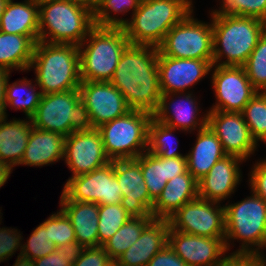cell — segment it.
<instances>
[{"mask_svg":"<svg viewBox=\"0 0 266 266\" xmlns=\"http://www.w3.org/2000/svg\"><path fill=\"white\" fill-rule=\"evenodd\" d=\"M213 65L243 67L266 31V22L255 17H211ZM220 45V46H219ZM225 57V61H221Z\"/></svg>","mask_w":266,"mask_h":266,"instance_id":"obj_3","label":"cell"},{"mask_svg":"<svg viewBox=\"0 0 266 266\" xmlns=\"http://www.w3.org/2000/svg\"><path fill=\"white\" fill-rule=\"evenodd\" d=\"M31 68L42 95L79 89L82 82L79 48L73 44L36 42Z\"/></svg>","mask_w":266,"mask_h":266,"instance_id":"obj_2","label":"cell"},{"mask_svg":"<svg viewBox=\"0 0 266 266\" xmlns=\"http://www.w3.org/2000/svg\"><path fill=\"white\" fill-rule=\"evenodd\" d=\"M6 119L0 118V161L13 170L21 163L33 125L31 118L9 122Z\"/></svg>","mask_w":266,"mask_h":266,"instance_id":"obj_29","label":"cell"},{"mask_svg":"<svg viewBox=\"0 0 266 266\" xmlns=\"http://www.w3.org/2000/svg\"><path fill=\"white\" fill-rule=\"evenodd\" d=\"M249 176L251 192L266 202V159L255 163Z\"/></svg>","mask_w":266,"mask_h":266,"instance_id":"obj_44","label":"cell"},{"mask_svg":"<svg viewBox=\"0 0 266 266\" xmlns=\"http://www.w3.org/2000/svg\"><path fill=\"white\" fill-rule=\"evenodd\" d=\"M221 266H263L256 255H229Z\"/></svg>","mask_w":266,"mask_h":266,"instance_id":"obj_46","label":"cell"},{"mask_svg":"<svg viewBox=\"0 0 266 266\" xmlns=\"http://www.w3.org/2000/svg\"><path fill=\"white\" fill-rule=\"evenodd\" d=\"M71 177L90 173L111 162L98 128L74 131L65 138L64 159Z\"/></svg>","mask_w":266,"mask_h":266,"instance_id":"obj_14","label":"cell"},{"mask_svg":"<svg viewBox=\"0 0 266 266\" xmlns=\"http://www.w3.org/2000/svg\"><path fill=\"white\" fill-rule=\"evenodd\" d=\"M168 245L187 266H221L230 255H225V238L191 235L171 227L168 231Z\"/></svg>","mask_w":266,"mask_h":266,"instance_id":"obj_16","label":"cell"},{"mask_svg":"<svg viewBox=\"0 0 266 266\" xmlns=\"http://www.w3.org/2000/svg\"><path fill=\"white\" fill-rule=\"evenodd\" d=\"M207 125L222 144L227 155L247 160L257 149L241 112L207 111Z\"/></svg>","mask_w":266,"mask_h":266,"instance_id":"obj_17","label":"cell"},{"mask_svg":"<svg viewBox=\"0 0 266 266\" xmlns=\"http://www.w3.org/2000/svg\"><path fill=\"white\" fill-rule=\"evenodd\" d=\"M60 1L72 2L81 5L87 9H90L94 13L99 0H60Z\"/></svg>","mask_w":266,"mask_h":266,"instance_id":"obj_48","label":"cell"},{"mask_svg":"<svg viewBox=\"0 0 266 266\" xmlns=\"http://www.w3.org/2000/svg\"><path fill=\"white\" fill-rule=\"evenodd\" d=\"M192 0H141L122 26L130 44L158 47L168 31L191 10Z\"/></svg>","mask_w":266,"mask_h":266,"instance_id":"obj_4","label":"cell"},{"mask_svg":"<svg viewBox=\"0 0 266 266\" xmlns=\"http://www.w3.org/2000/svg\"><path fill=\"white\" fill-rule=\"evenodd\" d=\"M31 120L33 127L65 137L74 131L93 129L79 89L42 95Z\"/></svg>","mask_w":266,"mask_h":266,"instance_id":"obj_8","label":"cell"},{"mask_svg":"<svg viewBox=\"0 0 266 266\" xmlns=\"http://www.w3.org/2000/svg\"><path fill=\"white\" fill-rule=\"evenodd\" d=\"M168 219L154 218L137 241L114 262L118 266H147L148 262L168 244Z\"/></svg>","mask_w":266,"mask_h":266,"instance_id":"obj_22","label":"cell"},{"mask_svg":"<svg viewBox=\"0 0 266 266\" xmlns=\"http://www.w3.org/2000/svg\"><path fill=\"white\" fill-rule=\"evenodd\" d=\"M114 175L122 191L121 206L134 217H153L150 198L140 163L136 159L114 160Z\"/></svg>","mask_w":266,"mask_h":266,"instance_id":"obj_18","label":"cell"},{"mask_svg":"<svg viewBox=\"0 0 266 266\" xmlns=\"http://www.w3.org/2000/svg\"><path fill=\"white\" fill-rule=\"evenodd\" d=\"M95 26L94 13L60 0H39L38 41L79 46Z\"/></svg>","mask_w":266,"mask_h":266,"instance_id":"obj_5","label":"cell"},{"mask_svg":"<svg viewBox=\"0 0 266 266\" xmlns=\"http://www.w3.org/2000/svg\"><path fill=\"white\" fill-rule=\"evenodd\" d=\"M13 266H34L33 261L30 259L24 258L22 256H17L16 262Z\"/></svg>","mask_w":266,"mask_h":266,"instance_id":"obj_50","label":"cell"},{"mask_svg":"<svg viewBox=\"0 0 266 266\" xmlns=\"http://www.w3.org/2000/svg\"><path fill=\"white\" fill-rule=\"evenodd\" d=\"M152 115L130 110L124 116L102 124L98 129L110 160L136 159L147 152L148 126Z\"/></svg>","mask_w":266,"mask_h":266,"instance_id":"obj_9","label":"cell"},{"mask_svg":"<svg viewBox=\"0 0 266 266\" xmlns=\"http://www.w3.org/2000/svg\"><path fill=\"white\" fill-rule=\"evenodd\" d=\"M42 223L47 228L48 239H51V242L57 247L77 248L71 221L61 209L59 212L57 211V214H52Z\"/></svg>","mask_w":266,"mask_h":266,"instance_id":"obj_37","label":"cell"},{"mask_svg":"<svg viewBox=\"0 0 266 266\" xmlns=\"http://www.w3.org/2000/svg\"><path fill=\"white\" fill-rule=\"evenodd\" d=\"M0 31L29 36L35 43L39 33V0H8L0 19Z\"/></svg>","mask_w":266,"mask_h":266,"instance_id":"obj_27","label":"cell"},{"mask_svg":"<svg viewBox=\"0 0 266 266\" xmlns=\"http://www.w3.org/2000/svg\"><path fill=\"white\" fill-rule=\"evenodd\" d=\"M8 0H0V19L4 12L5 6L7 4Z\"/></svg>","mask_w":266,"mask_h":266,"instance_id":"obj_52","label":"cell"},{"mask_svg":"<svg viewBox=\"0 0 266 266\" xmlns=\"http://www.w3.org/2000/svg\"><path fill=\"white\" fill-rule=\"evenodd\" d=\"M59 205L71 221L77 249L98 247L99 205L97 203L71 201L63 193Z\"/></svg>","mask_w":266,"mask_h":266,"instance_id":"obj_24","label":"cell"},{"mask_svg":"<svg viewBox=\"0 0 266 266\" xmlns=\"http://www.w3.org/2000/svg\"><path fill=\"white\" fill-rule=\"evenodd\" d=\"M251 137L266 143V92H257L241 111Z\"/></svg>","mask_w":266,"mask_h":266,"instance_id":"obj_34","label":"cell"},{"mask_svg":"<svg viewBox=\"0 0 266 266\" xmlns=\"http://www.w3.org/2000/svg\"><path fill=\"white\" fill-rule=\"evenodd\" d=\"M242 158L226 155L217 161L210 171L198 180V196L202 199L221 203L235 192L242 178L239 165Z\"/></svg>","mask_w":266,"mask_h":266,"instance_id":"obj_21","label":"cell"},{"mask_svg":"<svg viewBox=\"0 0 266 266\" xmlns=\"http://www.w3.org/2000/svg\"><path fill=\"white\" fill-rule=\"evenodd\" d=\"M12 172V169L0 161V188L7 182V179L9 178L10 174Z\"/></svg>","mask_w":266,"mask_h":266,"instance_id":"obj_49","label":"cell"},{"mask_svg":"<svg viewBox=\"0 0 266 266\" xmlns=\"http://www.w3.org/2000/svg\"><path fill=\"white\" fill-rule=\"evenodd\" d=\"M161 94L186 93L212 70L213 61L158 55Z\"/></svg>","mask_w":266,"mask_h":266,"instance_id":"obj_19","label":"cell"},{"mask_svg":"<svg viewBox=\"0 0 266 266\" xmlns=\"http://www.w3.org/2000/svg\"><path fill=\"white\" fill-rule=\"evenodd\" d=\"M129 44L122 27L95 25L78 46L81 81L110 82Z\"/></svg>","mask_w":266,"mask_h":266,"instance_id":"obj_6","label":"cell"},{"mask_svg":"<svg viewBox=\"0 0 266 266\" xmlns=\"http://www.w3.org/2000/svg\"><path fill=\"white\" fill-rule=\"evenodd\" d=\"M226 155L220 140L206 125L198 130L196 143L186 154L187 171L198 181Z\"/></svg>","mask_w":266,"mask_h":266,"instance_id":"obj_28","label":"cell"},{"mask_svg":"<svg viewBox=\"0 0 266 266\" xmlns=\"http://www.w3.org/2000/svg\"><path fill=\"white\" fill-rule=\"evenodd\" d=\"M157 62L155 46L129 44L123 51L110 82L131 110L156 112L161 97Z\"/></svg>","mask_w":266,"mask_h":266,"instance_id":"obj_1","label":"cell"},{"mask_svg":"<svg viewBox=\"0 0 266 266\" xmlns=\"http://www.w3.org/2000/svg\"><path fill=\"white\" fill-rule=\"evenodd\" d=\"M77 248L56 247L49 255L33 261L34 266H72Z\"/></svg>","mask_w":266,"mask_h":266,"instance_id":"obj_43","label":"cell"},{"mask_svg":"<svg viewBox=\"0 0 266 266\" xmlns=\"http://www.w3.org/2000/svg\"><path fill=\"white\" fill-rule=\"evenodd\" d=\"M35 44L29 36L0 31V69L9 72L29 70Z\"/></svg>","mask_w":266,"mask_h":266,"instance_id":"obj_30","label":"cell"},{"mask_svg":"<svg viewBox=\"0 0 266 266\" xmlns=\"http://www.w3.org/2000/svg\"><path fill=\"white\" fill-rule=\"evenodd\" d=\"M113 262L102 246L83 247L75 251L72 266H111Z\"/></svg>","mask_w":266,"mask_h":266,"instance_id":"obj_41","label":"cell"},{"mask_svg":"<svg viewBox=\"0 0 266 266\" xmlns=\"http://www.w3.org/2000/svg\"><path fill=\"white\" fill-rule=\"evenodd\" d=\"M62 193L71 201L121 204L122 191L114 175V160L90 173L70 177Z\"/></svg>","mask_w":266,"mask_h":266,"instance_id":"obj_12","label":"cell"},{"mask_svg":"<svg viewBox=\"0 0 266 266\" xmlns=\"http://www.w3.org/2000/svg\"><path fill=\"white\" fill-rule=\"evenodd\" d=\"M132 216L121 204L99 205L98 246H102Z\"/></svg>","mask_w":266,"mask_h":266,"instance_id":"obj_35","label":"cell"},{"mask_svg":"<svg viewBox=\"0 0 266 266\" xmlns=\"http://www.w3.org/2000/svg\"><path fill=\"white\" fill-rule=\"evenodd\" d=\"M9 78L10 77H8L5 88L6 106L10 105V107L15 108L16 110L21 109L27 118H31L35 114L40 103L42 97L41 91H35L36 88H38L36 87L37 84L32 85L31 80L29 81L26 78H22L20 81L18 80L17 82L15 81L14 83L9 84ZM23 90L27 92L25 93ZM22 91L25 94L22 93Z\"/></svg>","mask_w":266,"mask_h":266,"instance_id":"obj_32","label":"cell"},{"mask_svg":"<svg viewBox=\"0 0 266 266\" xmlns=\"http://www.w3.org/2000/svg\"><path fill=\"white\" fill-rule=\"evenodd\" d=\"M211 70H214L211 81L217 101L209 111L241 112L258 92L244 67L213 65Z\"/></svg>","mask_w":266,"mask_h":266,"instance_id":"obj_13","label":"cell"},{"mask_svg":"<svg viewBox=\"0 0 266 266\" xmlns=\"http://www.w3.org/2000/svg\"><path fill=\"white\" fill-rule=\"evenodd\" d=\"M147 266H187V264L168 244H166V246L156 253L148 262Z\"/></svg>","mask_w":266,"mask_h":266,"instance_id":"obj_45","label":"cell"},{"mask_svg":"<svg viewBox=\"0 0 266 266\" xmlns=\"http://www.w3.org/2000/svg\"><path fill=\"white\" fill-rule=\"evenodd\" d=\"M177 129L169 127L153 117L148 126L147 152L154 156H161L165 158L181 157L183 156L177 151L178 145H172L171 137ZM177 143V142H176ZM174 146V147H172Z\"/></svg>","mask_w":266,"mask_h":266,"instance_id":"obj_33","label":"cell"},{"mask_svg":"<svg viewBox=\"0 0 266 266\" xmlns=\"http://www.w3.org/2000/svg\"><path fill=\"white\" fill-rule=\"evenodd\" d=\"M192 13L193 10L168 31L157 47L158 55L212 61V20L210 24L198 21Z\"/></svg>","mask_w":266,"mask_h":266,"instance_id":"obj_10","label":"cell"},{"mask_svg":"<svg viewBox=\"0 0 266 266\" xmlns=\"http://www.w3.org/2000/svg\"><path fill=\"white\" fill-rule=\"evenodd\" d=\"M22 239L17 229L0 228V263L12 257L18 249H20L18 256H22L23 244L20 242Z\"/></svg>","mask_w":266,"mask_h":266,"instance_id":"obj_42","label":"cell"},{"mask_svg":"<svg viewBox=\"0 0 266 266\" xmlns=\"http://www.w3.org/2000/svg\"><path fill=\"white\" fill-rule=\"evenodd\" d=\"M136 160L140 163L149 196L153 201L159 197L167 181L187 171L186 155L165 158L144 152Z\"/></svg>","mask_w":266,"mask_h":266,"instance_id":"obj_23","label":"cell"},{"mask_svg":"<svg viewBox=\"0 0 266 266\" xmlns=\"http://www.w3.org/2000/svg\"><path fill=\"white\" fill-rule=\"evenodd\" d=\"M219 10L211 11V17L246 16L266 22V0H222Z\"/></svg>","mask_w":266,"mask_h":266,"instance_id":"obj_38","label":"cell"},{"mask_svg":"<svg viewBox=\"0 0 266 266\" xmlns=\"http://www.w3.org/2000/svg\"><path fill=\"white\" fill-rule=\"evenodd\" d=\"M26 241L27 244H23L22 257L31 261L51 254L57 247L48 239L47 228L43 223L34 229Z\"/></svg>","mask_w":266,"mask_h":266,"instance_id":"obj_40","label":"cell"},{"mask_svg":"<svg viewBox=\"0 0 266 266\" xmlns=\"http://www.w3.org/2000/svg\"><path fill=\"white\" fill-rule=\"evenodd\" d=\"M141 0H99L97 7L94 11V22L97 26H114L122 27L127 20L118 19L115 15L110 13H127L129 10L133 9L132 14L139 7Z\"/></svg>","mask_w":266,"mask_h":266,"instance_id":"obj_36","label":"cell"},{"mask_svg":"<svg viewBox=\"0 0 266 266\" xmlns=\"http://www.w3.org/2000/svg\"><path fill=\"white\" fill-rule=\"evenodd\" d=\"M65 136L33 127L19 165L45 166L64 158Z\"/></svg>","mask_w":266,"mask_h":266,"instance_id":"obj_26","label":"cell"},{"mask_svg":"<svg viewBox=\"0 0 266 266\" xmlns=\"http://www.w3.org/2000/svg\"><path fill=\"white\" fill-rule=\"evenodd\" d=\"M266 249V240H265V243L263 245V249ZM264 253L262 252V250L256 255L257 258L259 259L260 263L263 265V266H266V258L265 256L263 255Z\"/></svg>","mask_w":266,"mask_h":266,"instance_id":"obj_51","label":"cell"},{"mask_svg":"<svg viewBox=\"0 0 266 266\" xmlns=\"http://www.w3.org/2000/svg\"><path fill=\"white\" fill-rule=\"evenodd\" d=\"M243 67L254 88L258 92H266V31Z\"/></svg>","mask_w":266,"mask_h":266,"instance_id":"obj_39","label":"cell"},{"mask_svg":"<svg viewBox=\"0 0 266 266\" xmlns=\"http://www.w3.org/2000/svg\"><path fill=\"white\" fill-rule=\"evenodd\" d=\"M220 205L198 197L171 215L169 226L191 235L225 238V207Z\"/></svg>","mask_w":266,"mask_h":266,"instance_id":"obj_11","label":"cell"},{"mask_svg":"<svg viewBox=\"0 0 266 266\" xmlns=\"http://www.w3.org/2000/svg\"><path fill=\"white\" fill-rule=\"evenodd\" d=\"M153 217L132 216L119 230L108 239L102 247L109 257L115 261L141 236L143 229L153 220Z\"/></svg>","mask_w":266,"mask_h":266,"instance_id":"obj_31","label":"cell"},{"mask_svg":"<svg viewBox=\"0 0 266 266\" xmlns=\"http://www.w3.org/2000/svg\"><path fill=\"white\" fill-rule=\"evenodd\" d=\"M79 92L93 128H99L131 110L123 94L111 82L82 81Z\"/></svg>","mask_w":266,"mask_h":266,"instance_id":"obj_15","label":"cell"},{"mask_svg":"<svg viewBox=\"0 0 266 266\" xmlns=\"http://www.w3.org/2000/svg\"><path fill=\"white\" fill-rule=\"evenodd\" d=\"M198 181L186 171L167 181L166 186L154 201L153 218L168 219L184 204L198 198Z\"/></svg>","mask_w":266,"mask_h":266,"instance_id":"obj_25","label":"cell"},{"mask_svg":"<svg viewBox=\"0 0 266 266\" xmlns=\"http://www.w3.org/2000/svg\"><path fill=\"white\" fill-rule=\"evenodd\" d=\"M187 92L182 95L181 93L161 94L159 106L152 117L169 127L180 129V131L191 132L197 128L198 130L204 128L207 125L208 113H205L204 117H200L202 119L197 117L200 109L197 100L192 96V92ZM177 95H179L178 100L173 98L174 96L177 98Z\"/></svg>","mask_w":266,"mask_h":266,"instance_id":"obj_20","label":"cell"},{"mask_svg":"<svg viewBox=\"0 0 266 266\" xmlns=\"http://www.w3.org/2000/svg\"><path fill=\"white\" fill-rule=\"evenodd\" d=\"M111 266H118L115 262H113V264Z\"/></svg>","mask_w":266,"mask_h":266,"instance_id":"obj_53","label":"cell"},{"mask_svg":"<svg viewBox=\"0 0 266 266\" xmlns=\"http://www.w3.org/2000/svg\"><path fill=\"white\" fill-rule=\"evenodd\" d=\"M10 72L0 69V118L7 117L6 115V104H5V88Z\"/></svg>","mask_w":266,"mask_h":266,"instance_id":"obj_47","label":"cell"},{"mask_svg":"<svg viewBox=\"0 0 266 266\" xmlns=\"http://www.w3.org/2000/svg\"><path fill=\"white\" fill-rule=\"evenodd\" d=\"M224 207L227 251L232 244L229 242L242 241L240 248L229 254L257 255L266 240V202L252 192L250 197Z\"/></svg>","mask_w":266,"mask_h":266,"instance_id":"obj_7","label":"cell"}]
</instances>
